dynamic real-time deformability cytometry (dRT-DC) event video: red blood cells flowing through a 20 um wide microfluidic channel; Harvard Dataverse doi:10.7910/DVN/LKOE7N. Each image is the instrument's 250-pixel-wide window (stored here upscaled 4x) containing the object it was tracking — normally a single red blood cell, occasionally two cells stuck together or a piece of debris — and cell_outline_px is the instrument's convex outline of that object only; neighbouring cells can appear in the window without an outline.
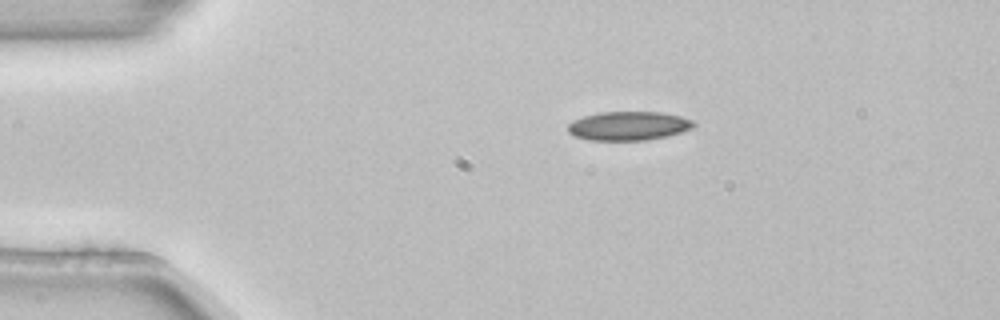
{"species": "common noctule bat (a hibernating species)", "species_latin": "Nyctalus noctula", "temperature_condition": "room temperature", "stored_images_in_passage": 2, "camera_frame_rate_fps": 3000, "um_per_image_px": 0.085, "animal": {"sex": "female", "body_mass_g": 22.7, "forearm_length_mm": 54.2}, "frame": {"image": 1, "passage_image": 1, "time_ms": 0.0, "image_size_px": [1000, 320], "cell_outline_px": [[696, 124], [692, 128], [668, 136], [644, 140], [588, 140], [576, 136], [568, 132], [568, 124], [572, 120], [584, 116], [600, 112], [660, 112], [680, 116], [692, 120]], "centroid_in_image_um": [53.41, 10.7], "position_along_channel_um": 31.6, "area_um2": 21.1}}